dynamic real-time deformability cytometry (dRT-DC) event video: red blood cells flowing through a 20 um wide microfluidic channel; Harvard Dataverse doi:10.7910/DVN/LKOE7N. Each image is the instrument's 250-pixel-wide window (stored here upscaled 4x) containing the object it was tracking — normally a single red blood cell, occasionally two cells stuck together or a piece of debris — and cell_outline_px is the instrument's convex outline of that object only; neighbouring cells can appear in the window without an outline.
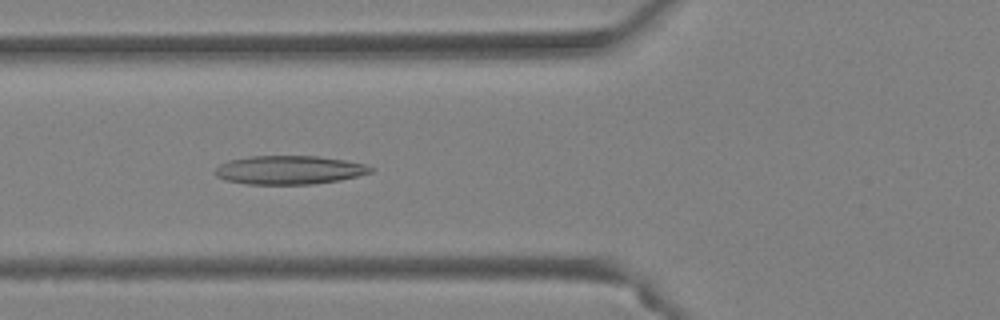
{"species": "Egyptian fruit bat (a non-hibernating species)", "species_latin": "Rousettus aegyptiacus", "temperature_condition": "warm", "stored_images_in_passage": 43, "camera_frame_rate_fps": 3000, "um_per_image_px": 0.085, "animal": {"sex": "female"}, "frame": {"image": 1, "passage_image": 14, "time_ms": 4.333, "image_size_px": [1000, 320], "cell_outline_px": [[376, 168], [372, 172], [340, 180], [312, 184], [244, 184], [224, 180], [216, 176], [212, 172], [220, 164], [228, 160], [248, 156], [316, 156], [344, 160], [364, 164]], "centroid_in_image_um": [24.54, 14.45], "position_along_channel_um": 101.3, "area_um2": 26.13}}
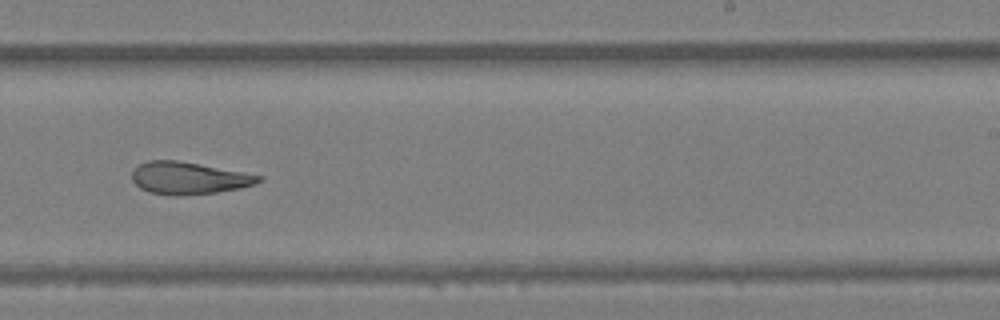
{"frame": {"image": 2, "passage_image": 26, "time_ms": 8.333, "image_size_px": [1000, 320], "cell_outline_px": [[264, 180], [256, 184], [240, 188], [216, 192], [148, 192], [140, 188], [132, 180], [132, 172], [140, 164], [148, 160], [176, 160], [244, 172], [264, 176]], "centroid_in_image_um": [16.1, 15.08], "position_along_channel_um": 272.9, "area_um2": 22.77}}
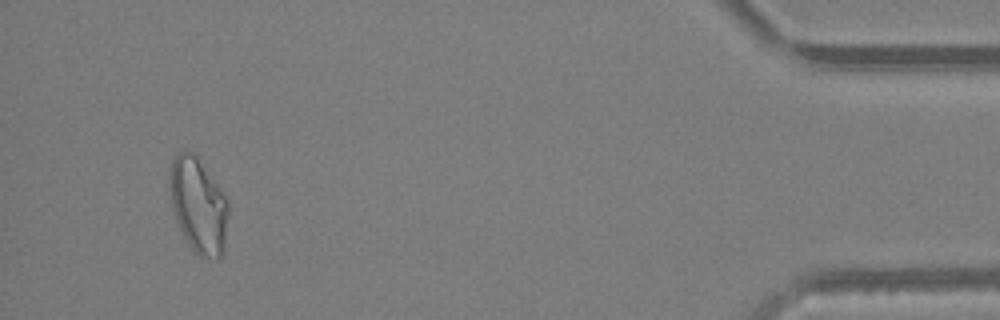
{"frame": {"image": 3, "passage_image": 41, "time_ms": 13.333, "image_size_px": [1000, 320], "cell_outline_px": [[228, 216], [224, 252], [216, 260], [200, 256], [188, 244], [176, 220], [172, 208], [168, 184], [168, 168], [172, 160], [184, 148], [196, 152], [220, 188], [228, 204]], "centroid_in_image_um": [16.84, 17.4], "position_along_channel_um": 418.4, "area_um2": 33.12}, "authors_computed_cell_mechanics": {"area_um2": 26.9926, "velocity_mm_per_s": 4.2933, "shape_relaxation_time_tau1_ms": null, "shape_relaxation_time_tau2_ms": 3.6033, "deformation_change_tau1": null, "deformation_change_tau2": 0.1236}}